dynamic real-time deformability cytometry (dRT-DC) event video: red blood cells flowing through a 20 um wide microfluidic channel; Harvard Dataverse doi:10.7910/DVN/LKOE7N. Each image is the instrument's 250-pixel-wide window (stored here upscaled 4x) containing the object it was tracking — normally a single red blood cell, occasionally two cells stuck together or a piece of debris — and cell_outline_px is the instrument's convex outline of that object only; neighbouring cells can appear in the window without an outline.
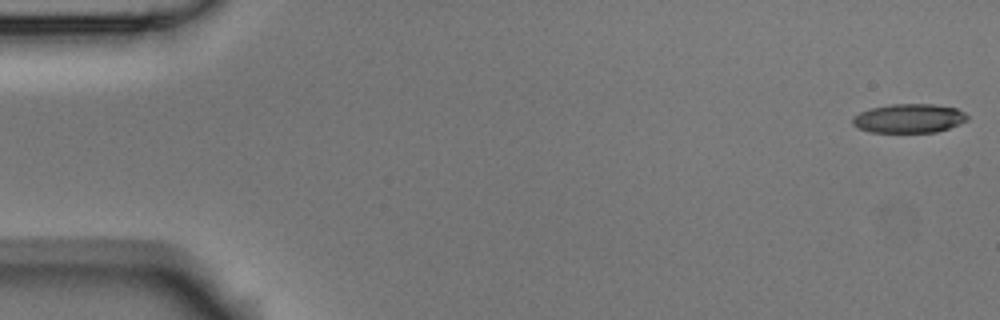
{"species": "Egyptian fruit bat (a non-hibernating species)", "species_latin": "Rousettus aegyptiacus", "temperature_condition": "room temperature", "stored_images_in_passage": 5, "camera_frame_rate_fps": 3000, "um_per_image_px": 0.085, "animal": {"sex": "male"}, "frame": {"image": 1, "passage_image": 1, "time_ms": 0.0, "image_size_px": [1000, 320], "cell_outline_px": [[968, 120], [960, 124], [936, 132], [868, 132], [856, 128], [852, 124], [852, 116], [860, 112], [872, 108], [892, 104], [932, 104], [956, 108], [964, 112], [968, 116]], "centroid_in_image_um": [77.24, 10.07], "position_along_channel_um": 7.8, "area_um2": 19.48}}
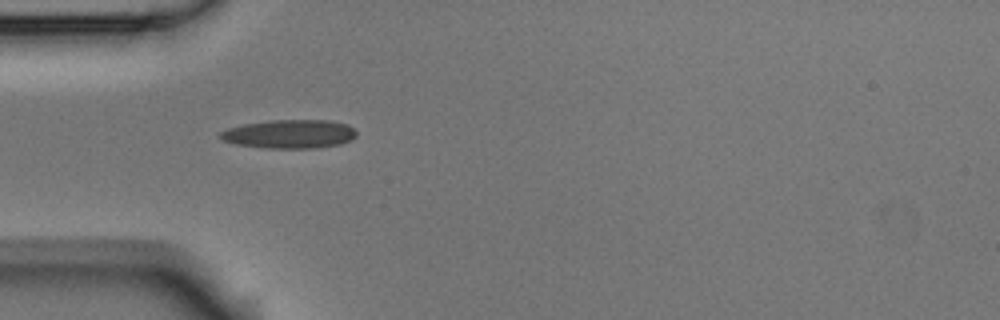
{"frame": {"image": 2, "passage_image": 5, "time_ms": 1.333, "image_size_px": [1000, 320], "cell_outline_px": [[356, 136], [352, 140], [340, 144], [316, 148], [264, 148], [236, 144], [224, 140], [216, 136], [220, 132], [228, 128], [244, 124], [268, 120], [328, 120], [348, 124], [356, 132]], "centroid_in_image_um": [24.61, 11.39], "position_along_channel_um": 60.4, "area_um2": 22.89}}